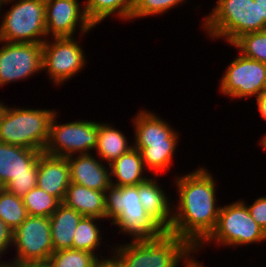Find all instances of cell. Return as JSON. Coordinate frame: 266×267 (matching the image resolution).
Listing matches in <instances>:
<instances>
[{"label": "cell", "mask_w": 266, "mask_h": 267, "mask_svg": "<svg viewBox=\"0 0 266 267\" xmlns=\"http://www.w3.org/2000/svg\"><path fill=\"white\" fill-rule=\"evenodd\" d=\"M175 178L178 202L172 205V224L168 232L185 239L196 249L217 224L221 208L216 203L217 184L204 166Z\"/></svg>", "instance_id": "6da1fadb"}, {"label": "cell", "mask_w": 266, "mask_h": 267, "mask_svg": "<svg viewBox=\"0 0 266 267\" xmlns=\"http://www.w3.org/2000/svg\"><path fill=\"white\" fill-rule=\"evenodd\" d=\"M113 245L108 248L117 267H179L195 252L185 239L168 231L154 239Z\"/></svg>", "instance_id": "7a4b0ae2"}, {"label": "cell", "mask_w": 266, "mask_h": 267, "mask_svg": "<svg viewBox=\"0 0 266 267\" xmlns=\"http://www.w3.org/2000/svg\"><path fill=\"white\" fill-rule=\"evenodd\" d=\"M106 220L118 226L119 233L132 240L154 239L165 232L151 219L140 203L137 186L115 187L105 191Z\"/></svg>", "instance_id": "3957f363"}, {"label": "cell", "mask_w": 266, "mask_h": 267, "mask_svg": "<svg viewBox=\"0 0 266 267\" xmlns=\"http://www.w3.org/2000/svg\"><path fill=\"white\" fill-rule=\"evenodd\" d=\"M210 13L204 16L202 28L208 39H225L231 45L245 33L266 30L260 18L258 3L254 0H217Z\"/></svg>", "instance_id": "277c9868"}, {"label": "cell", "mask_w": 266, "mask_h": 267, "mask_svg": "<svg viewBox=\"0 0 266 267\" xmlns=\"http://www.w3.org/2000/svg\"><path fill=\"white\" fill-rule=\"evenodd\" d=\"M56 111L7 106L0 121V142L43 152Z\"/></svg>", "instance_id": "5b68a950"}, {"label": "cell", "mask_w": 266, "mask_h": 267, "mask_svg": "<svg viewBox=\"0 0 266 267\" xmlns=\"http://www.w3.org/2000/svg\"><path fill=\"white\" fill-rule=\"evenodd\" d=\"M266 241V233L251 217L242 200L221 206L217 224L211 234L195 249L200 252L208 244L221 247L248 246ZM205 246V247H204Z\"/></svg>", "instance_id": "8992f818"}, {"label": "cell", "mask_w": 266, "mask_h": 267, "mask_svg": "<svg viewBox=\"0 0 266 267\" xmlns=\"http://www.w3.org/2000/svg\"><path fill=\"white\" fill-rule=\"evenodd\" d=\"M8 4L12 6L0 14V41L43 43L48 38L45 0H4L2 8Z\"/></svg>", "instance_id": "52a82bcc"}, {"label": "cell", "mask_w": 266, "mask_h": 267, "mask_svg": "<svg viewBox=\"0 0 266 267\" xmlns=\"http://www.w3.org/2000/svg\"><path fill=\"white\" fill-rule=\"evenodd\" d=\"M41 151L0 142V187L23 197L37 187Z\"/></svg>", "instance_id": "ba28073f"}, {"label": "cell", "mask_w": 266, "mask_h": 267, "mask_svg": "<svg viewBox=\"0 0 266 267\" xmlns=\"http://www.w3.org/2000/svg\"><path fill=\"white\" fill-rule=\"evenodd\" d=\"M56 111L50 123L48 142L43 153L55 157L90 154L97 145L98 122L76 120L58 123Z\"/></svg>", "instance_id": "9c48e42d"}, {"label": "cell", "mask_w": 266, "mask_h": 267, "mask_svg": "<svg viewBox=\"0 0 266 267\" xmlns=\"http://www.w3.org/2000/svg\"><path fill=\"white\" fill-rule=\"evenodd\" d=\"M83 50L75 37L47 38L42 43V72L55 86L63 85L88 64Z\"/></svg>", "instance_id": "30bf717a"}, {"label": "cell", "mask_w": 266, "mask_h": 267, "mask_svg": "<svg viewBox=\"0 0 266 267\" xmlns=\"http://www.w3.org/2000/svg\"><path fill=\"white\" fill-rule=\"evenodd\" d=\"M220 94L230 99L258 97L266 81V64L238 53L222 74Z\"/></svg>", "instance_id": "8fae6325"}, {"label": "cell", "mask_w": 266, "mask_h": 267, "mask_svg": "<svg viewBox=\"0 0 266 267\" xmlns=\"http://www.w3.org/2000/svg\"><path fill=\"white\" fill-rule=\"evenodd\" d=\"M15 256L5 263L45 261L54 252L49 217L28 216L13 231Z\"/></svg>", "instance_id": "7c38bea8"}, {"label": "cell", "mask_w": 266, "mask_h": 267, "mask_svg": "<svg viewBox=\"0 0 266 267\" xmlns=\"http://www.w3.org/2000/svg\"><path fill=\"white\" fill-rule=\"evenodd\" d=\"M0 88L42 72V43L0 41Z\"/></svg>", "instance_id": "4fadbf2b"}, {"label": "cell", "mask_w": 266, "mask_h": 267, "mask_svg": "<svg viewBox=\"0 0 266 267\" xmlns=\"http://www.w3.org/2000/svg\"><path fill=\"white\" fill-rule=\"evenodd\" d=\"M45 26L48 38L74 37L78 26L82 37L95 28L78 0H45Z\"/></svg>", "instance_id": "5bb4252c"}, {"label": "cell", "mask_w": 266, "mask_h": 267, "mask_svg": "<svg viewBox=\"0 0 266 267\" xmlns=\"http://www.w3.org/2000/svg\"><path fill=\"white\" fill-rule=\"evenodd\" d=\"M149 109H140L131 119L133 124V147L167 144V140H179L181 133L161 116Z\"/></svg>", "instance_id": "9a60e30c"}, {"label": "cell", "mask_w": 266, "mask_h": 267, "mask_svg": "<svg viewBox=\"0 0 266 267\" xmlns=\"http://www.w3.org/2000/svg\"><path fill=\"white\" fill-rule=\"evenodd\" d=\"M66 158L70 167L71 183L98 191H106L111 185L109 164H103L93 153Z\"/></svg>", "instance_id": "2e32d148"}, {"label": "cell", "mask_w": 266, "mask_h": 267, "mask_svg": "<svg viewBox=\"0 0 266 267\" xmlns=\"http://www.w3.org/2000/svg\"><path fill=\"white\" fill-rule=\"evenodd\" d=\"M150 177L138 184L140 203L151 219L164 231H169L172 224V203L175 201H169V195H166L163 185L158 182L159 176Z\"/></svg>", "instance_id": "e0dca14e"}, {"label": "cell", "mask_w": 266, "mask_h": 267, "mask_svg": "<svg viewBox=\"0 0 266 267\" xmlns=\"http://www.w3.org/2000/svg\"><path fill=\"white\" fill-rule=\"evenodd\" d=\"M70 183V167L67 158L45 153L39 157L37 187L63 202Z\"/></svg>", "instance_id": "ac0fdd59"}, {"label": "cell", "mask_w": 266, "mask_h": 267, "mask_svg": "<svg viewBox=\"0 0 266 267\" xmlns=\"http://www.w3.org/2000/svg\"><path fill=\"white\" fill-rule=\"evenodd\" d=\"M109 167L111 185L115 187L137 186L149 178L141 153L134 147L114 160Z\"/></svg>", "instance_id": "d6986e66"}, {"label": "cell", "mask_w": 266, "mask_h": 267, "mask_svg": "<svg viewBox=\"0 0 266 267\" xmlns=\"http://www.w3.org/2000/svg\"><path fill=\"white\" fill-rule=\"evenodd\" d=\"M62 203L82 216L99 218V222L106 220L105 191L70 183Z\"/></svg>", "instance_id": "ffe728a7"}, {"label": "cell", "mask_w": 266, "mask_h": 267, "mask_svg": "<svg viewBox=\"0 0 266 267\" xmlns=\"http://www.w3.org/2000/svg\"><path fill=\"white\" fill-rule=\"evenodd\" d=\"M82 217L80 213L63 203L49 217L54 252L73 249L74 233Z\"/></svg>", "instance_id": "44dd1931"}, {"label": "cell", "mask_w": 266, "mask_h": 267, "mask_svg": "<svg viewBox=\"0 0 266 267\" xmlns=\"http://www.w3.org/2000/svg\"><path fill=\"white\" fill-rule=\"evenodd\" d=\"M123 131L116 129L112 123L98 122L97 145L94 154L106 164H111L122 154L133 148V143H128L129 138Z\"/></svg>", "instance_id": "7402d4cb"}, {"label": "cell", "mask_w": 266, "mask_h": 267, "mask_svg": "<svg viewBox=\"0 0 266 267\" xmlns=\"http://www.w3.org/2000/svg\"><path fill=\"white\" fill-rule=\"evenodd\" d=\"M135 0H86L84 4L89 21L96 27L109 16L131 22Z\"/></svg>", "instance_id": "603a6c76"}, {"label": "cell", "mask_w": 266, "mask_h": 267, "mask_svg": "<svg viewBox=\"0 0 266 267\" xmlns=\"http://www.w3.org/2000/svg\"><path fill=\"white\" fill-rule=\"evenodd\" d=\"M178 142V140H167V144L134 148L140 151L147 172L150 171L151 176H160L162 172H169L172 169L174 154L178 151L176 150L177 146H179Z\"/></svg>", "instance_id": "cb8c5ba5"}, {"label": "cell", "mask_w": 266, "mask_h": 267, "mask_svg": "<svg viewBox=\"0 0 266 267\" xmlns=\"http://www.w3.org/2000/svg\"><path fill=\"white\" fill-rule=\"evenodd\" d=\"M98 220L99 218L87 216L80 219L73 237V249L88 251L93 254L100 250L104 237H102Z\"/></svg>", "instance_id": "d4e9b609"}, {"label": "cell", "mask_w": 266, "mask_h": 267, "mask_svg": "<svg viewBox=\"0 0 266 267\" xmlns=\"http://www.w3.org/2000/svg\"><path fill=\"white\" fill-rule=\"evenodd\" d=\"M28 216L23 199L0 187V219L14 231Z\"/></svg>", "instance_id": "484cf974"}, {"label": "cell", "mask_w": 266, "mask_h": 267, "mask_svg": "<svg viewBox=\"0 0 266 267\" xmlns=\"http://www.w3.org/2000/svg\"><path fill=\"white\" fill-rule=\"evenodd\" d=\"M88 251L75 249H62L55 251L49 257L53 267H95L100 260L108 259Z\"/></svg>", "instance_id": "4316f807"}, {"label": "cell", "mask_w": 266, "mask_h": 267, "mask_svg": "<svg viewBox=\"0 0 266 267\" xmlns=\"http://www.w3.org/2000/svg\"><path fill=\"white\" fill-rule=\"evenodd\" d=\"M22 199L29 216L50 217L62 203L39 187L32 188Z\"/></svg>", "instance_id": "83f0119b"}, {"label": "cell", "mask_w": 266, "mask_h": 267, "mask_svg": "<svg viewBox=\"0 0 266 267\" xmlns=\"http://www.w3.org/2000/svg\"><path fill=\"white\" fill-rule=\"evenodd\" d=\"M231 46L237 48L243 56L266 64V30L245 33Z\"/></svg>", "instance_id": "f1b7e54d"}, {"label": "cell", "mask_w": 266, "mask_h": 267, "mask_svg": "<svg viewBox=\"0 0 266 267\" xmlns=\"http://www.w3.org/2000/svg\"><path fill=\"white\" fill-rule=\"evenodd\" d=\"M187 1L188 0H135L131 21L147 16H162L167 13V11Z\"/></svg>", "instance_id": "f546056e"}, {"label": "cell", "mask_w": 266, "mask_h": 267, "mask_svg": "<svg viewBox=\"0 0 266 267\" xmlns=\"http://www.w3.org/2000/svg\"><path fill=\"white\" fill-rule=\"evenodd\" d=\"M241 200L246 204L251 217L266 233V196H259L250 205L243 198Z\"/></svg>", "instance_id": "4dcf8cb0"}, {"label": "cell", "mask_w": 266, "mask_h": 267, "mask_svg": "<svg viewBox=\"0 0 266 267\" xmlns=\"http://www.w3.org/2000/svg\"><path fill=\"white\" fill-rule=\"evenodd\" d=\"M12 244L13 231L0 219V263H4V261H1L2 255L5 256V253L9 252L8 249L12 247Z\"/></svg>", "instance_id": "1f68e13d"}, {"label": "cell", "mask_w": 266, "mask_h": 267, "mask_svg": "<svg viewBox=\"0 0 266 267\" xmlns=\"http://www.w3.org/2000/svg\"><path fill=\"white\" fill-rule=\"evenodd\" d=\"M255 100L258 114L266 121V93H261Z\"/></svg>", "instance_id": "d6a6232c"}, {"label": "cell", "mask_w": 266, "mask_h": 267, "mask_svg": "<svg viewBox=\"0 0 266 267\" xmlns=\"http://www.w3.org/2000/svg\"><path fill=\"white\" fill-rule=\"evenodd\" d=\"M13 265H15L16 267H53V265L49 260L30 261V262L17 263Z\"/></svg>", "instance_id": "836d02e7"}, {"label": "cell", "mask_w": 266, "mask_h": 267, "mask_svg": "<svg viewBox=\"0 0 266 267\" xmlns=\"http://www.w3.org/2000/svg\"><path fill=\"white\" fill-rule=\"evenodd\" d=\"M196 252H194L184 263L183 266L184 267H205V265L203 266V263L200 262V260L198 261V259L195 257ZM197 259V260H196Z\"/></svg>", "instance_id": "e575fe53"}, {"label": "cell", "mask_w": 266, "mask_h": 267, "mask_svg": "<svg viewBox=\"0 0 266 267\" xmlns=\"http://www.w3.org/2000/svg\"><path fill=\"white\" fill-rule=\"evenodd\" d=\"M258 3L259 10H260V18H263L266 22V0H254Z\"/></svg>", "instance_id": "d590c367"}, {"label": "cell", "mask_w": 266, "mask_h": 267, "mask_svg": "<svg viewBox=\"0 0 266 267\" xmlns=\"http://www.w3.org/2000/svg\"><path fill=\"white\" fill-rule=\"evenodd\" d=\"M95 267H117V265L110 259L100 260Z\"/></svg>", "instance_id": "8d00e7d4"}, {"label": "cell", "mask_w": 266, "mask_h": 267, "mask_svg": "<svg viewBox=\"0 0 266 267\" xmlns=\"http://www.w3.org/2000/svg\"><path fill=\"white\" fill-rule=\"evenodd\" d=\"M6 108H7V104L5 105V103H3L2 101H0V121L2 119V116H3Z\"/></svg>", "instance_id": "74e56055"}, {"label": "cell", "mask_w": 266, "mask_h": 267, "mask_svg": "<svg viewBox=\"0 0 266 267\" xmlns=\"http://www.w3.org/2000/svg\"><path fill=\"white\" fill-rule=\"evenodd\" d=\"M259 143V145H261L260 147H262L264 151H266V133L263 135V137H261Z\"/></svg>", "instance_id": "f35d334b"}, {"label": "cell", "mask_w": 266, "mask_h": 267, "mask_svg": "<svg viewBox=\"0 0 266 267\" xmlns=\"http://www.w3.org/2000/svg\"><path fill=\"white\" fill-rule=\"evenodd\" d=\"M0 267H16L15 265L11 264V263H0Z\"/></svg>", "instance_id": "ab89813d"}, {"label": "cell", "mask_w": 266, "mask_h": 267, "mask_svg": "<svg viewBox=\"0 0 266 267\" xmlns=\"http://www.w3.org/2000/svg\"><path fill=\"white\" fill-rule=\"evenodd\" d=\"M3 3H4V0H0V13L2 12Z\"/></svg>", "instance_id": "60d3db41"}, {"label": "cell", "mask_w": 266, "mask_h": 267, "mask_svg": "<svg viewBox=\"0 0 266 267\" xmlns=\"http://www.w3.org/2000/svg\"><path fill=\"white\" fill-rule=\"evenodd\" d=\"M262 93H266V81H265V85H264V89Z\"/></svg>", "instance_id": "b9f144b4"}]
</instances>
